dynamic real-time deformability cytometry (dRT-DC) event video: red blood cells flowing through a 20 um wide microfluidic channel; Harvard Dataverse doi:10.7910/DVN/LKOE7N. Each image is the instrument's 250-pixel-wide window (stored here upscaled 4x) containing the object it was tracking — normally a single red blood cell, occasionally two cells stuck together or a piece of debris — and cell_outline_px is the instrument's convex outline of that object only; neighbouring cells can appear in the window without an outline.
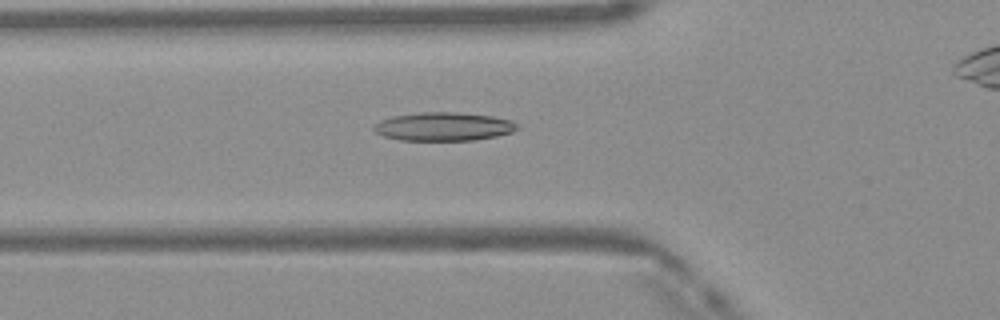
{"species": "Egyptian fruit bat (a non-hibernating species)", "species_latin": "Rousettus aegyptiacus", "temperature_condition": "warm", "stored_images_in_passage": 43, "camera_frame_rate_fps": 3000, "um_per_image_px": 0.085, "frame": {"image": 1, "passage_image": 17, "time_ms": 5.333, "image_size_px": [1000, 320], "cell_outline_px": [[520, 128], [512, 132], [496, 136], [472, 140], [400, 140], [384, 136], [376, 132], [372, 128], [372, 124], [380, 120], [392, 116], [420, 112], [452, 112], [492, 116], [512, 120]], "centroid_in_image_um": [37.67, 10.75], "position_along_channel_um": 88.1, "area_um2": 23.81}}
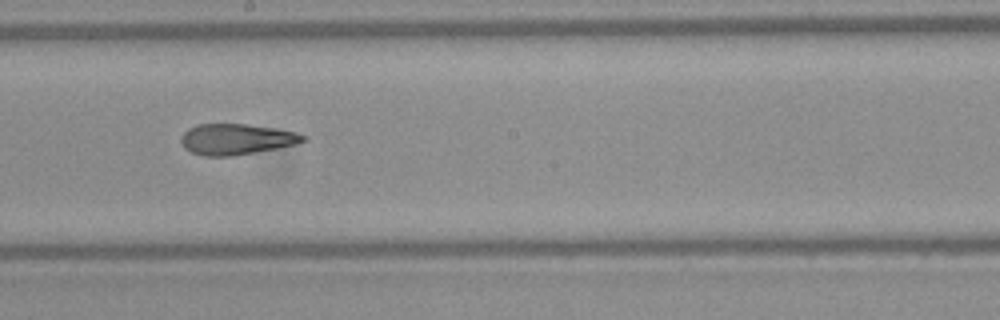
{"frame": {"image": 2, "passage_image": 27, "time_ms": 8.667, "image_size_px": [1000, 320], "cell_outline_px": [[308, 140], [296, 144], [276, 148], [232, 156], [204, 156], [192, 152], [184, 148], [180, 140], [180, 136], [188, 128], [200, 124], [244, 124], [272, 128], [296, 132], [308, 136]], "centroid_in_image_um": [20.08, 11.83], "position_along_channel_um": 228.1, "area_um2": 21.85}}
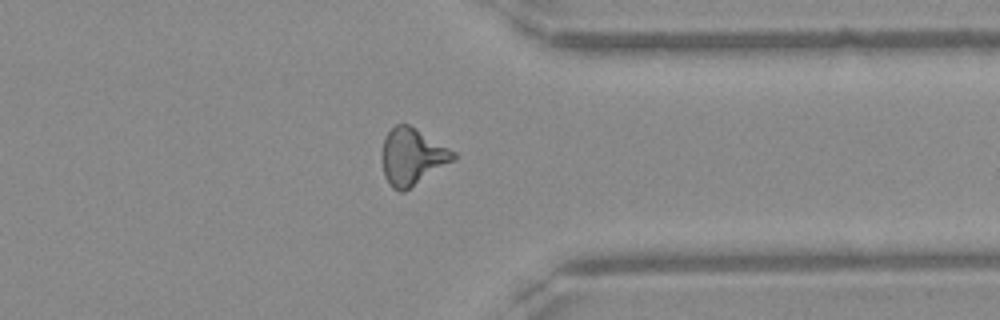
{"frame": {"image": 3, "passage_image": 38, "time_ms": 12.333, "image_size_px": [1000, 320], "cell_outline_px": [[456, 160], [404, 192], [400, 192], [392, 188], [384, 176], [380, 156], [384, 136], [396, 124], [408, 124], [416, 128], [456, 152]], "centroid_in_image_um": [35.02, 13.33], "position_along_channel_um": 376.4, "area_um2": 23.99}, "authors_computed_cell_mechanics": {"area_um2": 22.831, "velocity_mm_per_s": 4.1712, "shape_relaxation_time_tau1_ms": 10.2638, "shape_relaxation_time_tau2_ms": 2.3434, "deformation_change_tau1": 0.2539, "deformation_change_tau2": 0.1133}}